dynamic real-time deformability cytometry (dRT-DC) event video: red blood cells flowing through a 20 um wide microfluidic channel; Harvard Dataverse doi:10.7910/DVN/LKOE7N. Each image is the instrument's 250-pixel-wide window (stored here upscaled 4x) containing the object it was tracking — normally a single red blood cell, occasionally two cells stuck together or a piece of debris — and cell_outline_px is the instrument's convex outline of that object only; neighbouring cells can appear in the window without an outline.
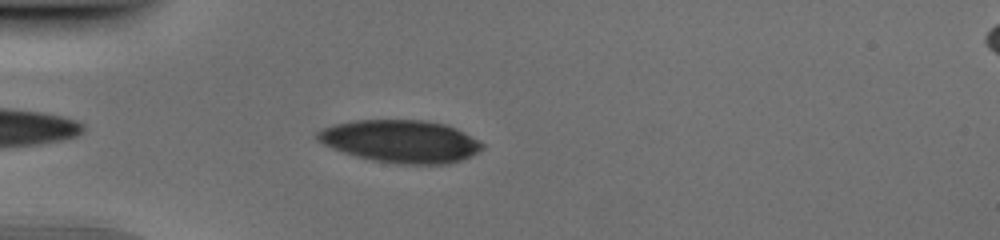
{"species": "human", "species_latin": "Homo sapiens", "temperature_condition": "cold", "stored_images_in_passage": 36, "camera_frame_rate_fps": 3000, "um_per_image_px": 0.085, "donor": {"sex": "male"}, "frame": {"image": 1, "passage_image": 3, "time_ms": 0.667, "image_size_px": [1000, 240], "cell_outline_px": [[484, 148], [460, 160], [448, 164], [396, 164], [372, 160], [356, 156], [332, 148], [316, 140], [316, 132], [332, 124], [356, 120], [424, 120], [444, 124], [456, 128], [484, 144]], "centroid_in_image_um": [34.02, 12.01], "position_along_channel_um": 51.0, "area_um2": 40.75}}
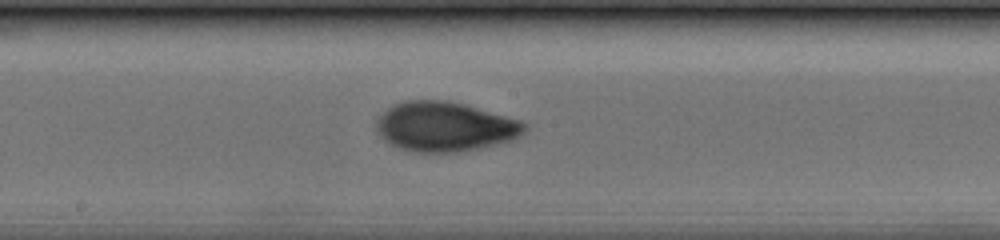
{"frame": {"image": 2, "passage_image": 16, "time_ms": 5.0, "image_size_px": [1000, 240], "cell_outline_px": [[528, 128], [524, 132], [512, 140], [480, 148], [456, 152], [416, 152], [400, 148], [388, 144], [376, 132], [376, 116], [392, 104], [404, 100], [448, 100], [464, 104], [520, 120], [528, 124]], "centroid_in_image_um": [37.77, 10.75], "position_along_channel_um": 210.4, "area_um2": 43.23}}
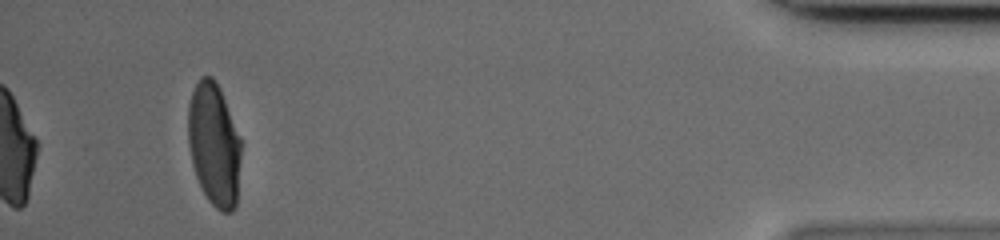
{"frame": {"image": 3, "passage_image": 36, "time_ms": 11.667, "image_size_px": [1000, 240], "cell_outline_px": [[240, 156], [236, 204], [232, 212], [220, 212], [208, 200], [196, 176], [192, 164], [188, 144], [188, 104], [192, 92], [200, 76], [212, 76], [216, 80], [220, 88], [240, 140]], "centroid_in_image_um": [18.17, 12.27], "position_along_channel_um": 417.0, "area_um2": 37.69}}